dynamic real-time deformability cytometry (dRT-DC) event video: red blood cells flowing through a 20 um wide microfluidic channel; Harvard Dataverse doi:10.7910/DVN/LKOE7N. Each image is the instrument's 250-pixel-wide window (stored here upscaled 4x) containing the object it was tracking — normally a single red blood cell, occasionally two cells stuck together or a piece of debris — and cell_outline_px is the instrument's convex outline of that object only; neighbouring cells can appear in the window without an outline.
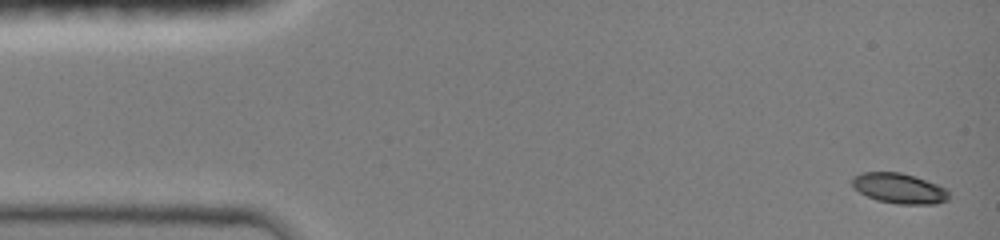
{"species": "common noctule bat (a hibernating species)", "species_latin": "Nyctalus noctula", "temperature_condition": "room temperature", "stored_images_in_passage": 7, "camera_frame_rate_fps": 3000, "um_per_image_px": 0.085, "animal": {"sex": "female", "body_mass_g": 19.0, "forearm_length_mm": 51.5}, "frame": {"image": 1, "passage_image": 1, "time_ms": 0.0, "image_size_px": [1000, 240], "cell_outline_px": [[948, 200], [936, 204], [900, 204], [876, 200], [860, 192], [852, 184], [852, 180], [856, 176], [864, 172], [900, 172], [936, 184], [944, 188], [948, 192]], "centroid_in_image_um": [76.44, 16.02], "position_along_channel_um": 8.6, "area_um2": 16.65}}
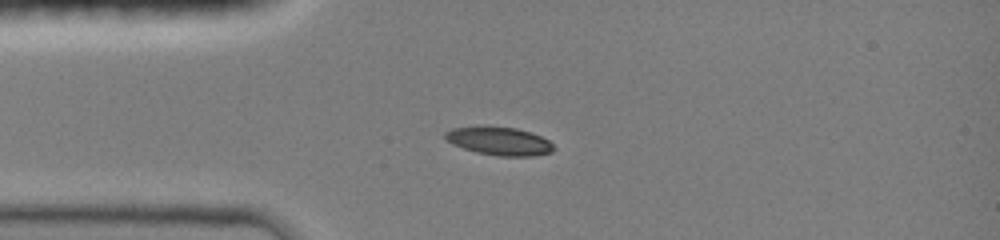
{"frame": {"image": 2, "passage_image": 6, "time_ms": 3.333, "image_size_px": [1000, 240], "cell_outline_px": [[556, 148], [552, 152], [532, 156], [500, 156], [476, 152], [452, 144], [444, 136], [444, 132], [452, 128], [480, 124], [516, 128], [540, 136], [548, 140]], "centroid_in_image_um": [42.4, 11.96], "position_along_channel_um": 42.6, "area_um2": 18.15}}